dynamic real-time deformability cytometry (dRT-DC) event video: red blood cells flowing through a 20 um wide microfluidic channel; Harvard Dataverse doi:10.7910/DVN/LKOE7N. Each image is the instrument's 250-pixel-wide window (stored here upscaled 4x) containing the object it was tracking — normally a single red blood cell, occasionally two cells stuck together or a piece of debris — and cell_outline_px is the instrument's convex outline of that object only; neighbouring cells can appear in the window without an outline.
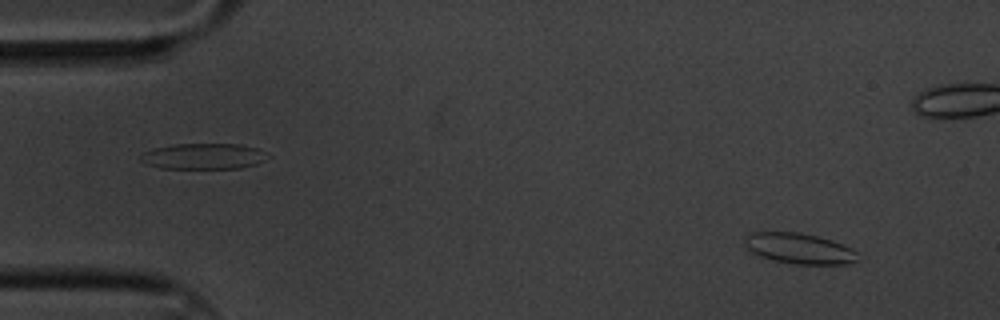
{"species": "common noctule bat (a hibernating species)", "species_latin": "Nyctalus noctula", "temperature_condition": "cold", "stored_images_in_passage": 9, "segment_of_instrument_passage": [1, 2], "camera_frame_rate_fps": 3000, "um_per_image_px": 0.085, "animal": {"sex": "male", "body_mass_g": 20.1, "forearm_length_mm": 53.5}, "frame": {"image": 1, "passage_image": 1, "time_ms": 0.0, "image_size_px": [1000, 320], "cell_outline_px": [[856, 260], [848, 264], [796, 264], [776, 260], [760, 256], [752, 252], [744, 244], [744, 240], [748, 236], [756, 232], [800, 232], [832, 240], [852, 248], [856, 252]], "centroid_in_image_um": [67.95, 21.12], "position_along_channel_um": 17.1, "area_um2": 19.83}}
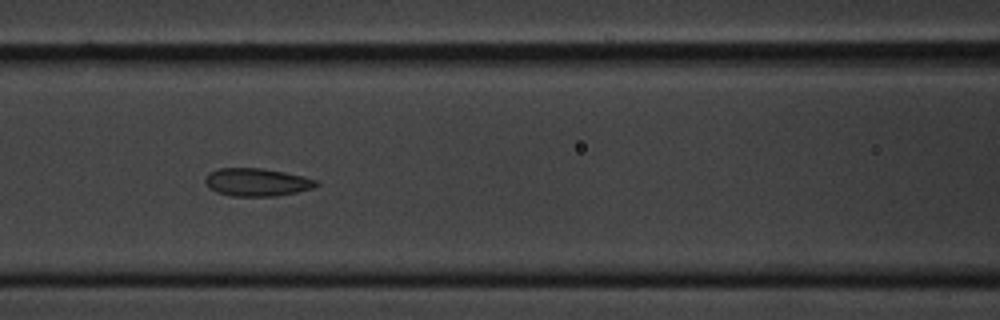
{"frame": {"image": 2, "passage_image": 6, "time_ms": 1.667, "image_size_px": [1000, 320], "cell_outline_px": [[320, 184], [312, 188], [296, 192], [276, 196], [232, 196], [216, 192], [208, 188], [204, 180], [204, 176], [208, 172], [220, 168], [260, 168], [284, 172], [304, 176], [316, 180]], "centroid_in_image_um": [21.79, 15.48], "position_along_channel_um": 144.8, "area_um2": 18.15}}
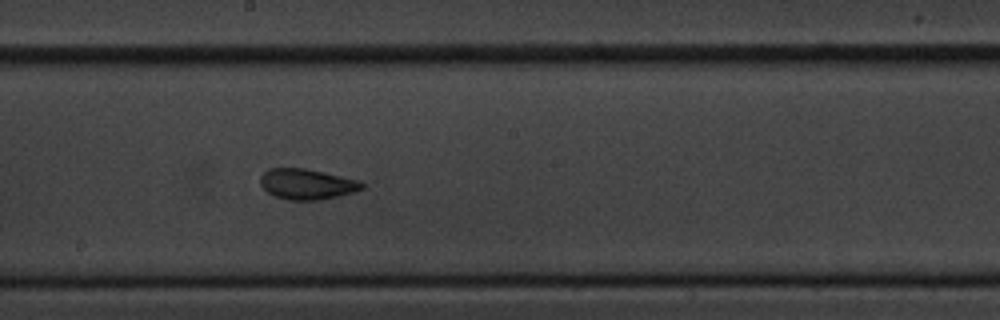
{"frame": {"image": 3, "passage_image": 8, "time_ms": 2.333, "image_size_px": [1000, 320], "cell_outline_px": [[364, 188], [356, 192], [316, 200], [288, 200], [276, 196], [268, 192], [260, 184], [260, 176], [268, 168], [304, 168], [324, 172], [356, 180], [364, 184]], "centroid_in_image_um": [26.06, 15.64], "position_along_channel_um": 222.1, "area_um2": 17.92}}